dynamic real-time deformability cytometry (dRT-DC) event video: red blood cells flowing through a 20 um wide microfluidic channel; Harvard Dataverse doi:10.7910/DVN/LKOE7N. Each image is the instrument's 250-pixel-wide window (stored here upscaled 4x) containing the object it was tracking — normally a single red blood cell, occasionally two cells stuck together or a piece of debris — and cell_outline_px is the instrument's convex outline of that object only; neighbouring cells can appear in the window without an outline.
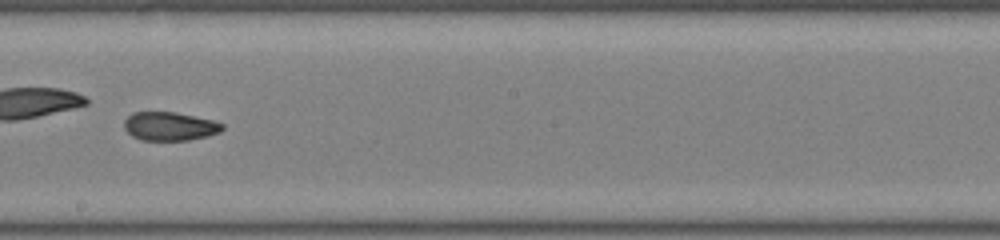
{"species": "common noctule bat (a hibernating species)", "species_latin": "Nyctalus noctula", "temperature_condition": "room temperature", "stored_images_in_passage": 48, "camera_frame_rate_fps": 3000, "um_per_image_px": 0.085, "animal": {"sex": "male", "body_mass_g": 19.0, "forearm_length_mm": 50.8}, "frame": {"image": 1, "passage_image": 28, "time_ms": 9.0, "image_size_px": [1000, 240], "cell_outline_px": [[224, 128], [220, 132], [208, 136], [188, 140], [140, 140], [132, 136], [124, 128], [124, 120], [132, 112], [176, 112], [212, 120], [224, 124]], "centroid_in_image_um": [14.42, 10.73], "position_along_channel_um": 233.8, "area_um2": 16.42}, "authors_computed_cell_mechanics": {"area_um2": 17.5134, "velocity_mm_per_s": 4.0993, "shape_relaxation_time_tau1_ms": null, "shape_relaxation_time_tau2_ms": 1.7079, "deformation_change_tau1": null, "deformation_change_tau2": 0.0642}}